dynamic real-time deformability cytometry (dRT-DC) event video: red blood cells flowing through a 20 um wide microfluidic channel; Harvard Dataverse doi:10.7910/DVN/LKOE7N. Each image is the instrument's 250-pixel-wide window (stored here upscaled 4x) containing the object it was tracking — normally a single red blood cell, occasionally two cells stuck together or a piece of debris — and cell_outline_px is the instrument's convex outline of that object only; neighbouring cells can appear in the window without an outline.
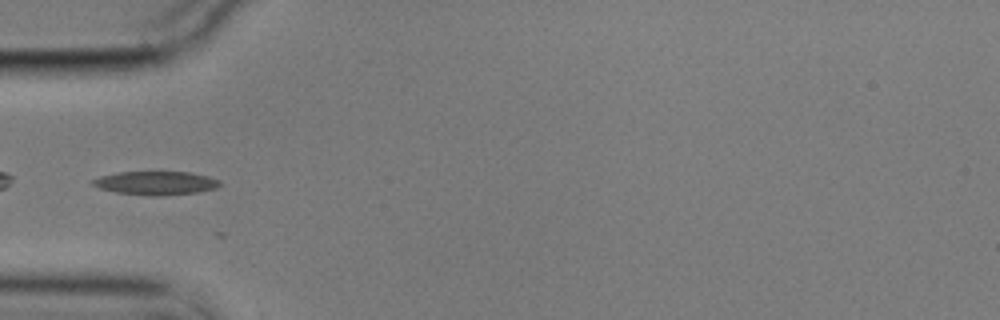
{"species": "common noctule bat (a hibernating species)", "species_latin": "Nyctalus noctula", "temperature_condition": "cold", "stored_images_in_passage": 2, "camera_frame_rate_fps": 3000, "um_per_image_px": 0.085, "animal": {"sex": "male", "body_mass_g": 17.9}, "frame": {"image": 1, "passage_image": 1, "time_ms": 0.0, "image_size_px": [1000, 320], "cell_outline_px": [[220, 184], [216, 188], [196, 192], [160, 196], [148, 196], [116, 192], [100, 188], [92, 184], [92, 180], [100, 176], [120, 172], [188, 172], [208, 176], [220, 180]], "centroid_in_image_um": [13.25, 15.56], "position_along_channel_um": 71.8, "area_um2": 17.34}}